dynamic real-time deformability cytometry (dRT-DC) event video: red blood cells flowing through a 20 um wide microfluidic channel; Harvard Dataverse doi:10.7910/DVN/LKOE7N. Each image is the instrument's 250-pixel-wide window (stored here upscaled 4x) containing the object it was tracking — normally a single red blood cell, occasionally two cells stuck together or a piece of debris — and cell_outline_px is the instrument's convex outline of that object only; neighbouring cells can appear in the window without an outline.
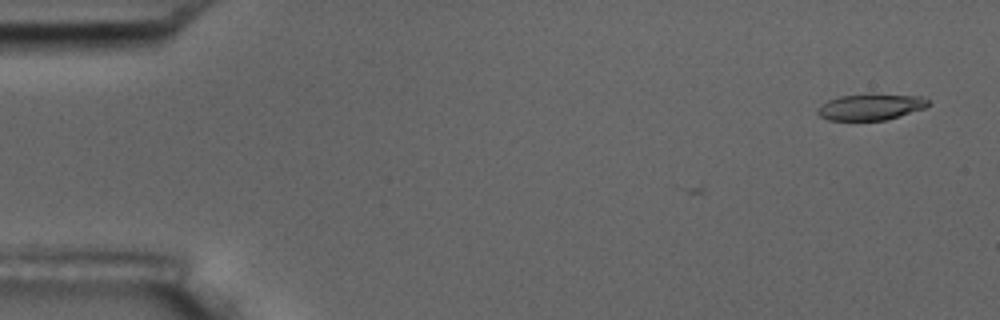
{"species": "common noctule bat (a hibernating species)", "species_latin": "Nyctalus noctula", "temperature_condition": "room temperature", "stored_images_in_passage": 3, "camera_frame_rate_fps": 3000, "um_per_image_px": 0.085, "animal": {"sex": "male", "body_mass_g": 17.5, "forearm_length_mm": 52.3}, "frame": {"image": 1, "passage_image": 1, "time_ms": 0.0, "image_size_px": [1000, 320], "cell_outline_px": [[932, 104], [924, 108], [900, 116], [884, 120], [828, 120], [820, 116], [816, 112], [816, 108], [820, 104], [828, 100], [840, 96], [868, 92], [872, 92], [924, 96]], "centroid_in_image_um": [74.02, 9.05], "position_along_channel_um": 11.0, "area_um2": 17.63}}